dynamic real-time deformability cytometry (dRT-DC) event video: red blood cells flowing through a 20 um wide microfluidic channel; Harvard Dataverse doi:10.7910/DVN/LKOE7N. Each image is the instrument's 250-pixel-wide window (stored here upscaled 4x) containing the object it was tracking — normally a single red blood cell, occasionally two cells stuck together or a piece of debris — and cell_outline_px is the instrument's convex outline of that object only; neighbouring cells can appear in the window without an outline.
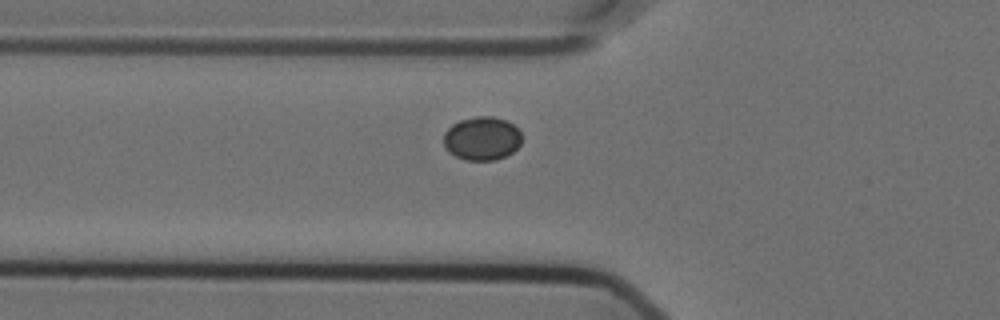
{"species": "Egyptian fruit bat (a non-hibernating species)", "species_latin": "Rousettus aegyptiacus", "temperature_condition": "cold", "stored_images_in_passage": 36, "camera_frame_rate_fps": 3000, "um_per_image_px": 0.085, "animal": {"sex": "female"}, "frame": {"image": 1, "passage_image": 2, "time_ms": 0.333, "image_size_px": [1000, 320], "cell_outline_px": [[520, 144], [512, 152], [496, 160], [464, 160], [448, 152], [444, 144], [444, 132], [452, 124], [460, 120], [476, 116], [492, 116], [508, 120], [520, 132]], "centroid_in_image_um": [40.94, 11.76], "position_along_channel_um": 84.9, "area_um2": 19.83}}
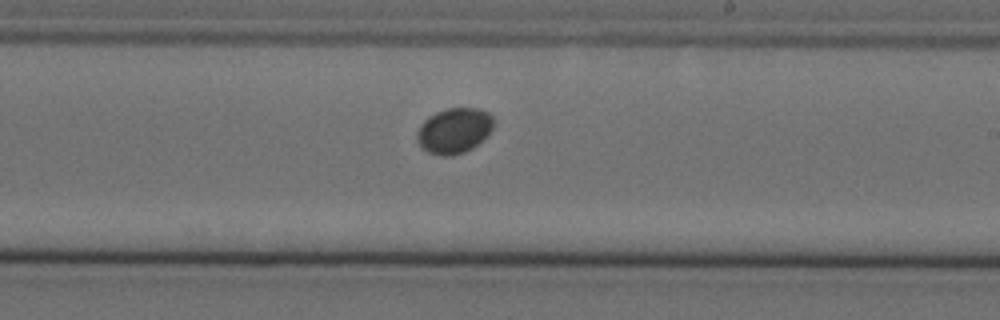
{"frame": {"image": 2, "passage_image": 16, "time_ms": 5.0, "image_size_px": [1000, 320], "cell_outline_px": [[492, 128], [488, 136], [472, 148], [464, 152], [452, 156], [440, 156], [428, 152], [416, 140], [416, 132], [420, 124], [428, 116], [436, 112], [448, 108], [480, 108], [488, 112], [492, 116]], "centroid_in_image_um": [38.59, 11.1], "position_along_channel_um": 250.4, "area_um2": 20.4}}
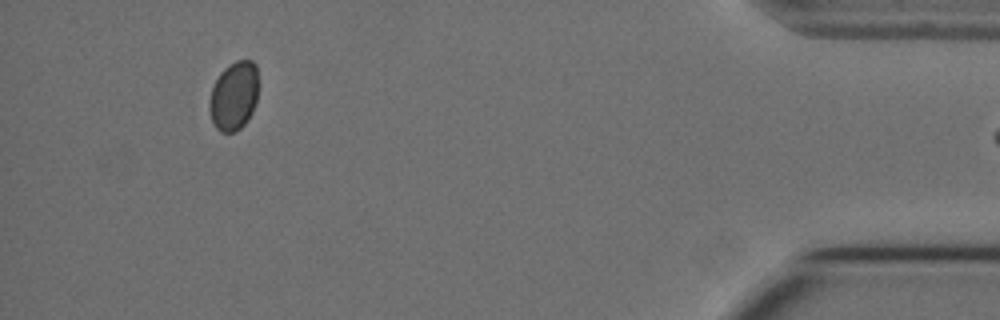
{"frame": {"image": 3, "passage_image": 35, "time_ms": 11.333, "image_size_px": [1000, 320], "cell_outline_px": [[256, 100], [252, 112], [248, 120], [236, 132], [220, 132], [216, 128], [212, 120], [208, 108], [208, 100], [212, 88], [220, 72], [228, 64], [236, 60], [252, 60], [256, 64]], "centroid_in_image_um": [19.85, 8.15], "position_along_channel_um": 415.4, "area_um2": 19.65}}